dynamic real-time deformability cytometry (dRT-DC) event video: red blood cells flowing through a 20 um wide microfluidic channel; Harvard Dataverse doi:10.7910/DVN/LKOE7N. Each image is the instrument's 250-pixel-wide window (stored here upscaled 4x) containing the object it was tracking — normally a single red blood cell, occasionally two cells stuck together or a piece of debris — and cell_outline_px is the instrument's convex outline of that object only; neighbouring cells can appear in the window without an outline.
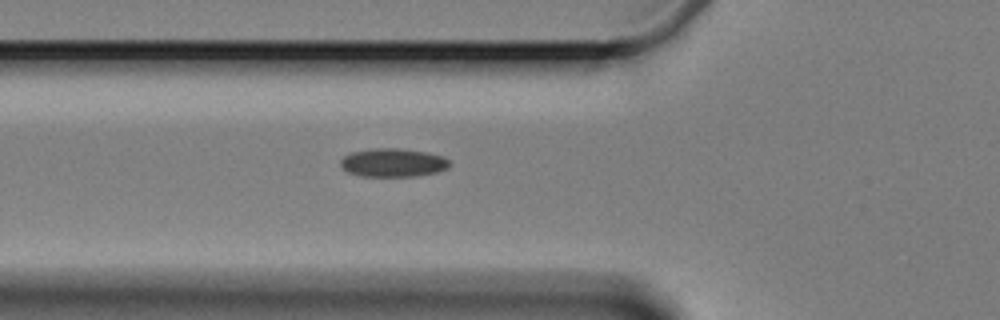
{"species": "Egyptian fruit bat (a non-hibernating species)", "species_latin": "Rousettus aegyptiacus", "temperature_condition": "cold", "stored_images_in_passage": 2, "camera_frame_rate_fps": 3000, "um_per_image_px": 0.085, "animal": {"sex": "female"}, "frame": {"image": 1, "passage_image": 2, "time_ms": 1.0, "image_size_px": [1000, 320], "cell_outline_px": [[452, 164], [448, 168], [436, 172], [416, 176], [360, 176], [348, 172], [340, 164], [340, 160], [344, 156], [352, 152], [376, 148], [396, 148], [424, 152], [444, 156]], "centroid_in_image_um": [33.42, 13.83], "position_along_channel_um": 92.4, "area_um2": 17.98}}